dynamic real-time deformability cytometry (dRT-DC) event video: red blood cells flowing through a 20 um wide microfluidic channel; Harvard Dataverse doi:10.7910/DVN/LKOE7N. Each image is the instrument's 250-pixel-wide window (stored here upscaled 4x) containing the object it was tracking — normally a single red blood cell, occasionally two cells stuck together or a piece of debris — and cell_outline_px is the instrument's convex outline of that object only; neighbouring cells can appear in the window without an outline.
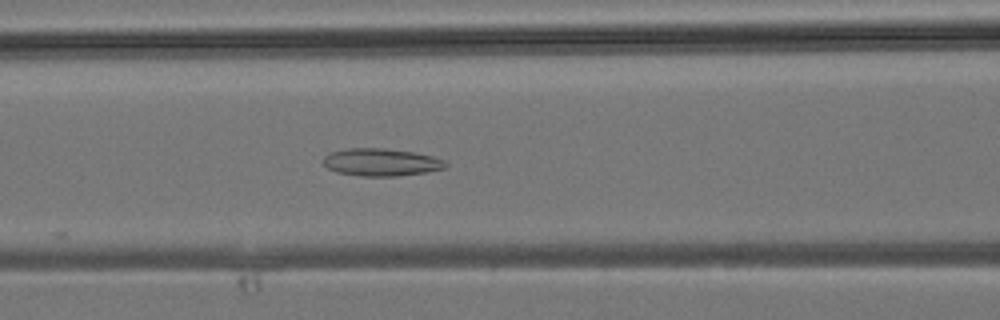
{"species": "common noctule bat (a hibernating species)", "species_latin": "Nyctalus noctula", "temperature_condition": "room temperature", "stored_images_in_passage": 16, "camera_frame_rate_fps": 3000, "um_per_image_px": 0.085, "animal": {"sex": "male", "body_mass_g": 19.2, "forearm_length_mm": 51.8}, "frame": {"image": 1, "passage_image": 6, "time_ms": 1.667, "image_size_px": [1000, 320], "cell_outline_px": [[448, 164], [444, 168], [424, 172], [396, 176], [360, 176], [336, 172], [328, 168], [324, 164], [324, 156], [332, 152], [348, 148], [384, 148], [412, 152], [432, 156], [444, 160]], "centroid_in_image_um": [32.38, 13.79], "position_along_channel_um": 134.2, "area_um2": 19.42}}
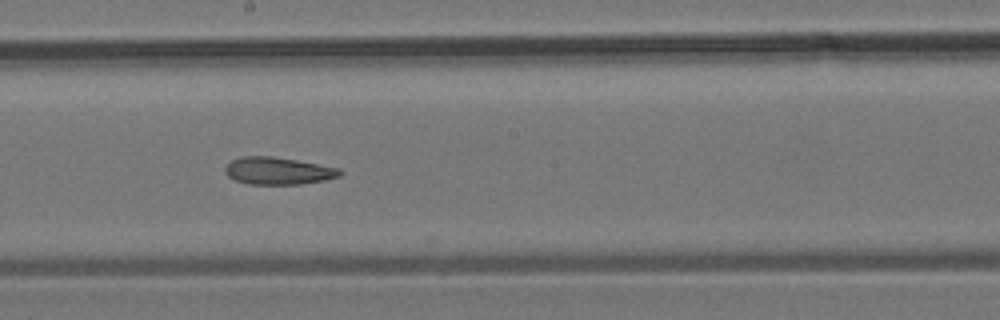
{"frame": {"image": 2, "passage_image": 11, "time_ms": 3.333, "image_size_px": [1000, 320], "cell_outline_px": [[340, 176], [324, 180], [300, 184], [248, 184], [236, 180], [228, 176], [224, 172], [224, 168], [232, 160], [244, 156], [272, 156], [296, 160], [336, 168], [340, 172]], "centroid_in_image_um": [23.57, 14.52], "position_along_channel_um": 224.6, "area_um2": 17.92}}
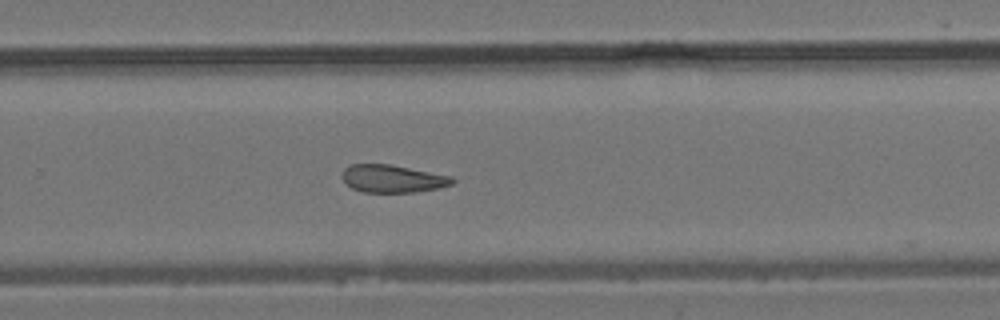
{"frame": {"image": 3, "passage_image": 15, "time_ms": 4.667, "image_size_px": [1000, 320], "cell_outline_px": [[456, 180], [452, 184], [440, 188], [416, 192], [360, 192], [352, 188], [340, 176], [344, 168], [352, 164], [392, 164], [452, 176]], "centroid_in_image_um": [33.38, 15.18], "position_along_channel_um": 296.4, "area_um2": 17.98}}